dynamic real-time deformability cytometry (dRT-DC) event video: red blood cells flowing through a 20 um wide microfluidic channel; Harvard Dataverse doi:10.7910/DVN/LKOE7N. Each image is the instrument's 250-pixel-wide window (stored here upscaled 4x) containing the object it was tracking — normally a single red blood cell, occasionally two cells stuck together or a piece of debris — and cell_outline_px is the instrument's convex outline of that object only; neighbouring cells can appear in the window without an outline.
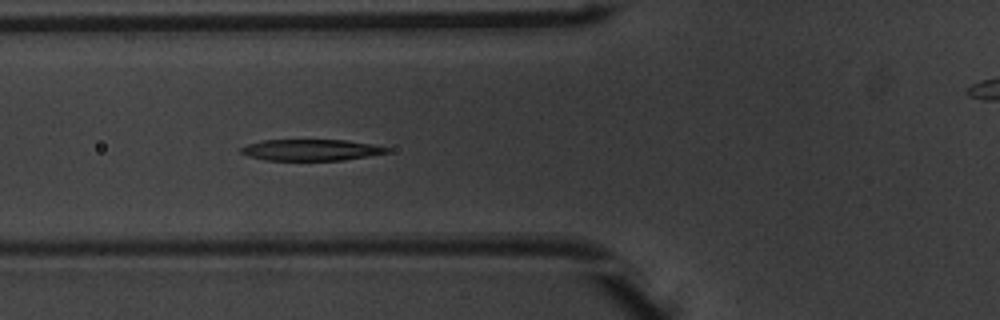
{"species": "common noctule bat (a hibernating species)", "species_latin": "Nyctalus noctula", "temperature_condition": "warm", "stored_images_in_passage": 54, "segment_of_instrument_passage": [1, 2], "camera_frame_rate_fps": 3000, "um_per_image_px": 0.085, "animal": {"sex": "male", "body_mass_g": 20.1, "forearm_length_mm": 53.5}, "frame": {"image": 1, "passage_image": 21, "time_ms": 6.667, "image_size_px": [1000, 320], "cell_outline_px": [[388, 152], [368, 156], [344, 160], [264, 160], [248, 156], [240, 152], [240, 148], [248, 144], [264, 140], [348, 140], [372, 144], [388, 148]], "centroid_in_image_um": [26.41, 12.74], "position_along_channel_um": 99.4, "area_um2": 17.98}}
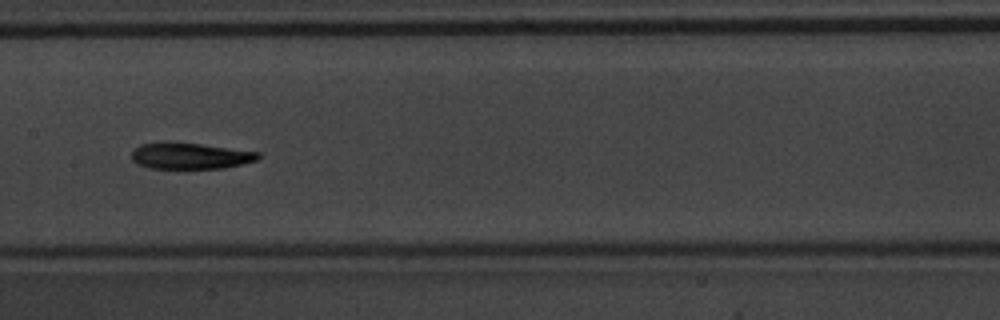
{"frame": {"image": 2, "passage_image": 28, "time_ms": 9.0, "image_size_px": [1000, 320], "cell_outline_px": [[260, 156], [256, 160], [224, 168], [184, 172], [148, 168], [136, 164], [132, 160], [132, 152], [140, 144], [168, 140], [200, 144], [260, 152]], "centroid_in_image_um": [16.08, 13.29], "position_along_channel_um": 191.3, "area_um2": 20.63}}
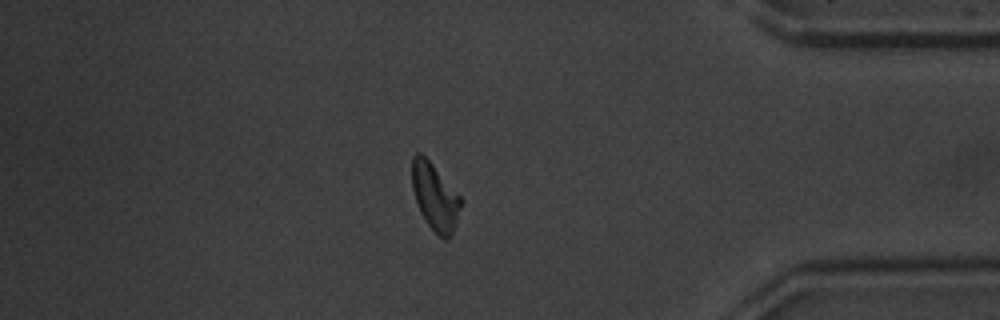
{"frame": {"image": 3, "passage_image": 46, "time_ms": 15.0, "image_size_px": [1000, 320], "cell_outline_px": [[464, 200], [452, 236], [448, 240], [444, 240], [428, 224], [420, 212], [412, 188], [412, 156], [416, 152], [420, 152], [432, 164]], "centroid_in_image_um": [37.0, 16.75], "position_along_channel_um": 398.2, "area_um2": 19.07}}